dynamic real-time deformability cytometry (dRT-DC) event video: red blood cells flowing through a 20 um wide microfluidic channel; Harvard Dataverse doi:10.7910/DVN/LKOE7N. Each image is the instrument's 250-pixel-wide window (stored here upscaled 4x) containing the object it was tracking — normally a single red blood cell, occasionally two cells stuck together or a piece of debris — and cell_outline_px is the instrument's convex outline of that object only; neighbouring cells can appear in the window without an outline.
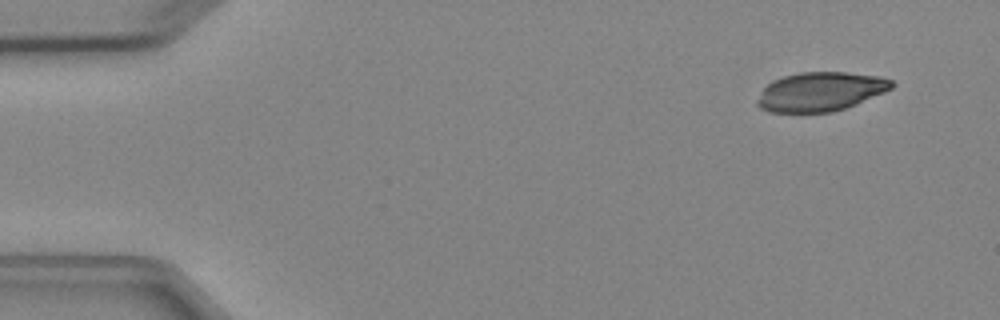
{"species": "Egyptian fruit bat (a non-hibernating species)", "species_latin": "Rousettus aegyptiacus", "temperature_condition": "cold", "stored_images_in_passage": 4, "camera_frame_rate_fps": 3000, "um_per_image_px": 0.085, "animal": {"sex": "female"}, "frame": {"image": 1, "passage_image": 1, "time_ms": 0.0, "image_size_px": [1000, 320], "cell_outline_px": [[896, 84], [892, 88], [884, 92], [856, 104], [832, 112], [768, 112], [760, 108], [756, 104], [756, 100], [764, 88], [772, 80], [784, 76], [800, 72], [844, 72], [880, 76], [892, 80]], "centroid_in_image_um": [69.73, 7.78], "position_along_channel_um": 15.3, "area_um2": 30.58}}
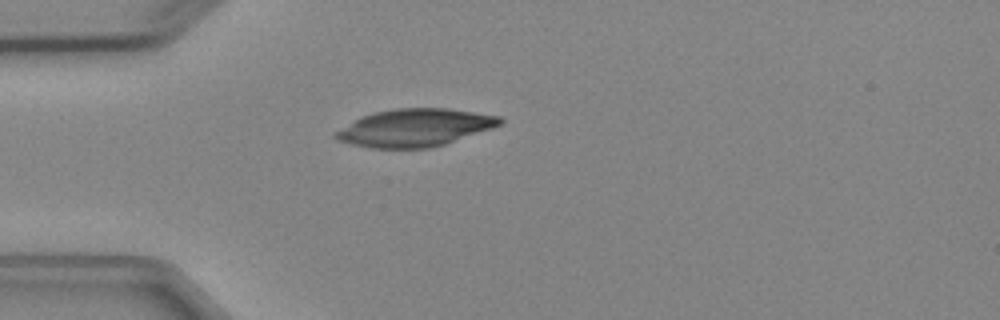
{"frame": {"image": 2, "passage_image": 4, "time_ms": 3.333, "image_size_px": [1000, 320], "cell_outline_px": [[504, 124], [444, 144], [428, 148], [372, 148], [352, 144], [340, 140], [332, 136], [332, 132], [360, 116], [376, 112], [396, 108], [448, 108], [500, 116], [504, 120]], "centroid_in_image_um": [35.24, 10.85], "position_along_channel_um": 49.8, "area_um2": 36.01}}